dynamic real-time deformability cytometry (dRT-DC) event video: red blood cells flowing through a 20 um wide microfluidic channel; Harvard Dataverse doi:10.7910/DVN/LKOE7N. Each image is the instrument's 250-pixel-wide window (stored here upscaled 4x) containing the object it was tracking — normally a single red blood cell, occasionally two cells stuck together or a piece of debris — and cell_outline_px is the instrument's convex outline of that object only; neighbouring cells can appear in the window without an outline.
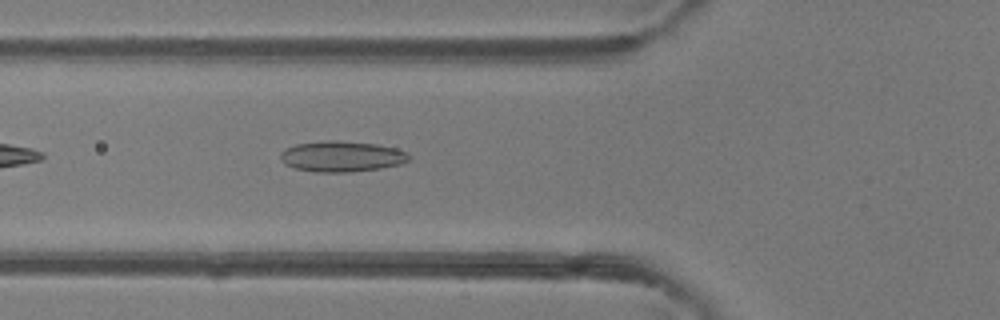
{"species": "common noctule bat (a hibernating species)", "species_latin": "Nyctalus noctula", "temperature_condition": "room temperature", "stored_images_in_passage": 6, "camera_frame_rate_fps": 3000, "um_per_image_px": 0.085, "animal": {"sex": "female"}, "frame": {"image": 1, "passage_image": 4, "time_ms": 1.0, "image_size_px": [1000, 320], "cell_outline_px": [[408, 160], [400, 164], [380, 168], [352, 172], [316, 172], [296, 168], [284, 164], [280, 160], [280, 152], [296, 144], [328, 140], [340, 140], [376, 144], [396, 148], [408, 152]], "centroid_in_image_um": [29.03, 13.29], "position_along_channel_um": 96.8, "area_um2": 23.0}}